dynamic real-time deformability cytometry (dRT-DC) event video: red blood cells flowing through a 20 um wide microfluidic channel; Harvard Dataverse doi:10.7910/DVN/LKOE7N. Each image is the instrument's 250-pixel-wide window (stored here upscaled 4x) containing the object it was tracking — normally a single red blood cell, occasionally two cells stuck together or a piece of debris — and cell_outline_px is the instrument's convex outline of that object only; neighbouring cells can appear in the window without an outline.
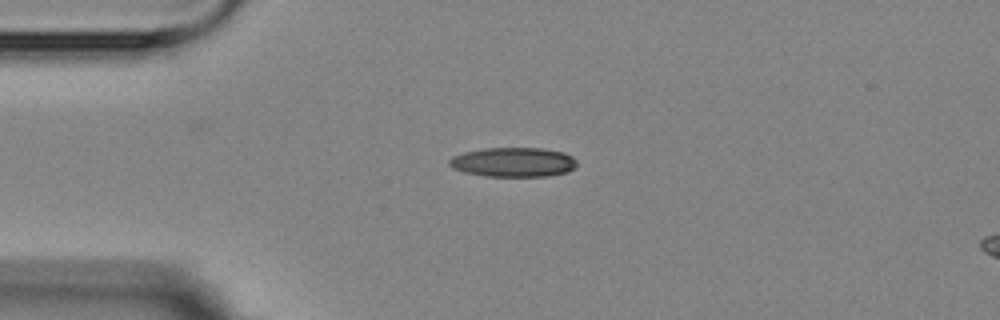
{"species": "Egyptian fruit bat (a non-hibernating species)", "species_latin": "Rousettus aegyptiacus", "temperature_condition": "room temperature", "stored_images_in_passage": 4, "segment_of_instrument_passage": [1, 2], "camera_frame_rate_fps": 3000, "um_per_image_px": 0.085, "animal": {"sex": "female"}, "frame": {"image": 1, "passage_image": 3, "time_ms": 2.333, "image_size_px": [1000, 320], "cell_outline_px": [[576, 168], [568, 172], [548, 176], [484, 176], [464, 172], [452, 168], [448, 164], [448, 160], [452, 156], [464, 152], [484, 148], [544, 148], [564, 152], [572, 156], [576, 160]], "centroid_in_image_um": [43.64, 13.78], "position_along_channel_um": 41.4, "area_um2": 22.14}}